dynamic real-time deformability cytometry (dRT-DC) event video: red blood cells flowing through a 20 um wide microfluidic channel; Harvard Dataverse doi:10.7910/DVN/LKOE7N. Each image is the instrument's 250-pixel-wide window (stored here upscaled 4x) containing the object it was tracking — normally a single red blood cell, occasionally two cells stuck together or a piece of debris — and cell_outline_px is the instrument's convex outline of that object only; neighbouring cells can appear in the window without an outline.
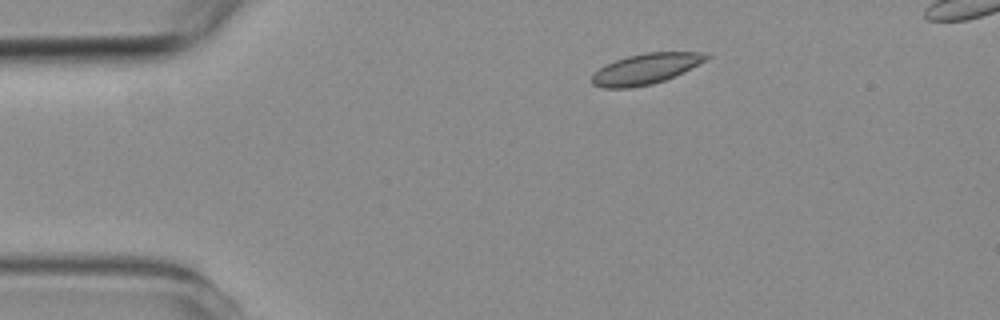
{"species": "common noctule bat (a hibernating species)", "species_latin": "Nyctalus noctula", "temperature_condition": "room temperature", "stored_images_in_passage": 7, "camera_frame_rate_fps": 3000, "um_per_image_px": 0.085, "animal": {"sex": "female", "body_mass_g": 19.3, "forearm_length_mm": 54.1}, "frame": {"image": 1, "passage_image": 2, "time_ms": 1.0, "image_size_px": [1000, 320], "cell_outline_px": [[712, 56], [684, 72], [664, 80], [652, 84], [628, 88], [600, 88], [592, 84], [592, 76], [604, 64], [628, 56], [644, 52], [700, 52]], "centroid_in_image_um": [54.87, 5.85], "position_along_channel_um": 30.1, "area_um2": 20.29}}